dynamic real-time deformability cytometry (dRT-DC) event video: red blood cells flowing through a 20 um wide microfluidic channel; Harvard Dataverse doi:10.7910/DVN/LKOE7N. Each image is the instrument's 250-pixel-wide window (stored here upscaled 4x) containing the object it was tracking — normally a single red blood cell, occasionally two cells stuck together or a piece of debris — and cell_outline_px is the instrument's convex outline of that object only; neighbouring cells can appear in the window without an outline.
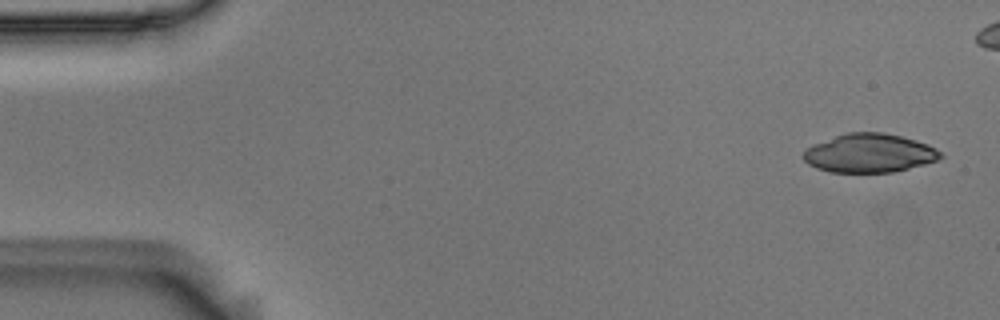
{"species": "Egyptian fruit bat (a non-hibernating species)", "species_latin": "Rousettus aegyptiacus", "temperature_condition": "room temperature", "stored_images_in_passage": 8, "camera_frame_rate_fps": 3000, "um_per_image_px": 0.085, "animal": {"sex": "male"}, "frame": {"image": 1, "passage_image": 1, "time_ms": 0.0, "image_size_px": [1000, 320], "cell_outline_px": [[944, 156], [940, 160], [892, 172], [828, 172], [816, 168], [808, 164], [804, 160], [804, 152], [812, 144], [848, 132], [884, 132], [916, 140], [928, 144], [936, 148]], "centroid_in_image_um": [73.92, 13.02], "position_along_channel_um": 11.1, "area_um2": 30.92}}
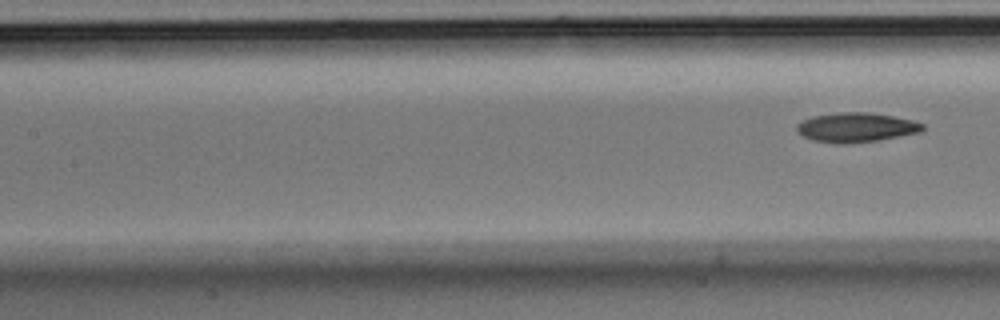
{"frame": {"image": 2, "passage_image": 8, "time_ms": 2.333, "image_size_px": [1000, 320], "cell_outline_px": [[924, 128], [920, 132], [876, 140], [848, 144], [836, 144], [812, 140], [804, 136], [796, 128], [796, 124], [812, 116], [840, 112], [868, 112], [892, 116], [912, 120], [924, 124]], "centroid_in_image_um": [72.75, 10.83], "position_along_channel_um": 134.6, "area_um2": 21.44}}